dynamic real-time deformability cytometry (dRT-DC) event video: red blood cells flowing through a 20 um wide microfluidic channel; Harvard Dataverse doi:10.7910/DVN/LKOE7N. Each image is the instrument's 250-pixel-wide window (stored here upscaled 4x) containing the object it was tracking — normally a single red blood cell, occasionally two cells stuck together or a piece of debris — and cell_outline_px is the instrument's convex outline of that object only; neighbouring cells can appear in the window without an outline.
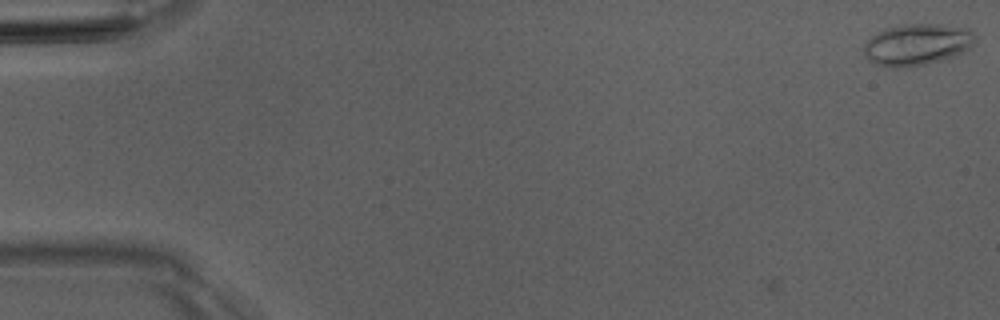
{"species": "Egyptian fruit bat (a non-hibernating species)", "species_latin": "Rousettus aegyptiacus", "temperature_condition": "room temperature", "stored_images_in_passage": 7, "camera_frame_rate_fps": 3000, "um_per_image_px": 0.085, "animal": {"sex": "male"}, "frame": {"image": 1, "passage_image": 1, "time_ms": 0.0, "image_size_px": [1000, 320], "cell_outline_px": [[972, 48], [952, 56], [924, 64], [896, 68], [876, 64], [868, 60], [864, 52], [864, 44], [872, 36], [884, 28], [900, 24], [940, 24], [968, 28], [972, 32]], "centroid_in_image_um": [77.91, 3.76], "position_along_channel_um": 7.1, "area_um2": 26.59}}
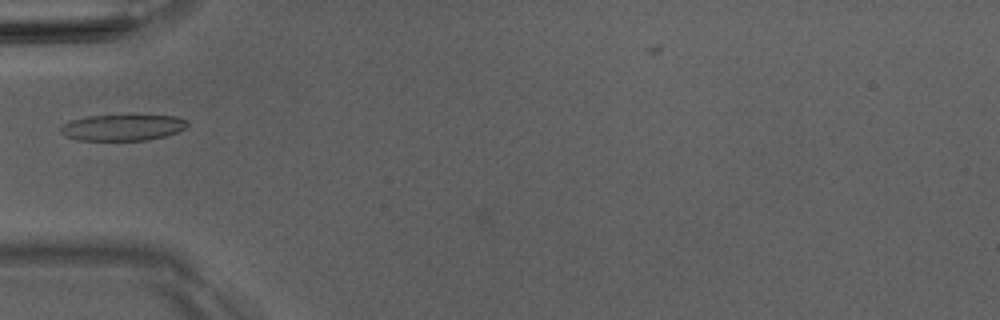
{"frame": {"image": 2, "passage_image": 6, "time_ms": 5.667, "image_size_px": [1000, 320], "cell_outline_px": [[188, 124], [184, 128], [176, 132], [164, 136], [144, 140], [80, 140], [68, 136], [60, 132], [60, 128], [64, 124], [72, 120], [88, 116], [176, 116], [188, 120]], "centroid_in_image_um": [10.43, 10.84], "position_along_channel_um": 74.6, "area_um2": 18.84}}